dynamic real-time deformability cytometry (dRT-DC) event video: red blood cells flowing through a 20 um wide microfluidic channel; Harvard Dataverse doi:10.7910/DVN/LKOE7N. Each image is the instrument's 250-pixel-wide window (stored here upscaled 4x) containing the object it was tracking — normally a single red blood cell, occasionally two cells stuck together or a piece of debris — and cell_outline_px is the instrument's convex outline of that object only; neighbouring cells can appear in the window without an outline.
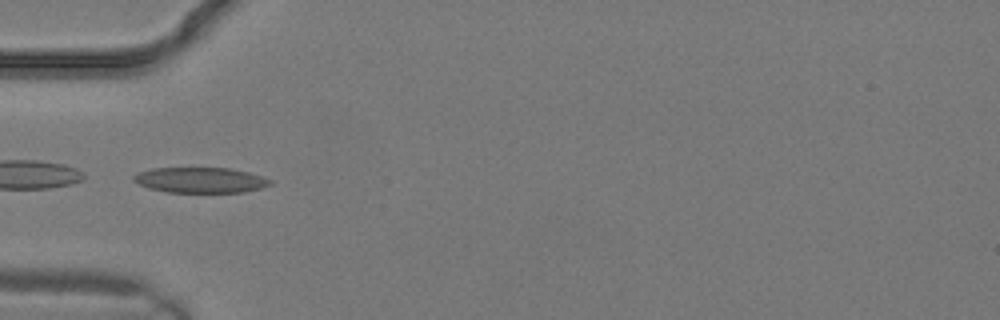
{"species": "common noctule bat (a hibernating species)", "species_latin": "Nyctalus noctula", "temperature_condition": "warm", "stored_images_in_passage": 12, "camera_frame_rate_fps": 3000, "um_per_image_px": 0.085, "animal": {"sex": "male", "body_mass_g": 19.2, "forearm_length_mm": 51.8}, "frame": {"image": 1, "passage_image": 6, "time_ms": 1.667, "image_size_px": [1000, 320], "cell_outline_px": [[272, 184], [260, 188], [244, 192], [168, 192], [148, 188], [132, 180], [132, 176], [136, 172], [152, 168], [228, 168], [248, 172], [272, 180]], "centroid_in_image_um": [16.99, 15.3], "position_along_channel_um": 68.0, "area_um2": 20.23}}